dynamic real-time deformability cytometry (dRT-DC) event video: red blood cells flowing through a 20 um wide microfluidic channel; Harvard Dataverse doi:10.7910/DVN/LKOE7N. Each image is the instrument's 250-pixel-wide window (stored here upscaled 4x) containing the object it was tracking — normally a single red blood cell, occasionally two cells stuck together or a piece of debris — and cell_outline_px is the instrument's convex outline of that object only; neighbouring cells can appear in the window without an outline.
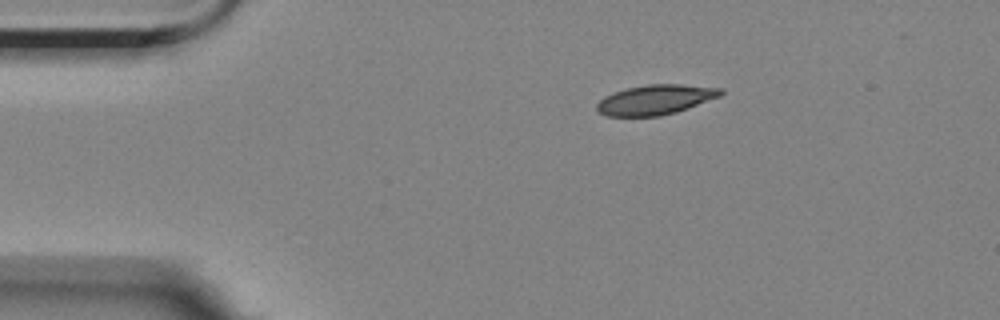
{"species": "Egyptian fruit bat (a non-hibernating species)", "species_latin": "Rousettus aegyptiacus", "temperature_condition": "room temperature", "stored_images_in_passage": 4, "camera_frame_rate_fps": 3000, "um_per_image_px": 0.085, "animal": {"sex": "female"}, "frame": {"image": 1, "passage_image": 1, "time_ms": 0.0, "image_size_px": [1000, 320], "cell_outline_px": [[724, 92], [720, 96], [688, 108], [676, 112], [660, 116], [608, 116], [600, 112], [596, 108], [596, 104], [604, 96], [612, 92], [624, 88], [648, 84], [680, 84], [724, 88]], "centroid_in_image_um": [55.71, 8.46], "position_along_channel_um": 29.3, "area_um2": 21.68}}
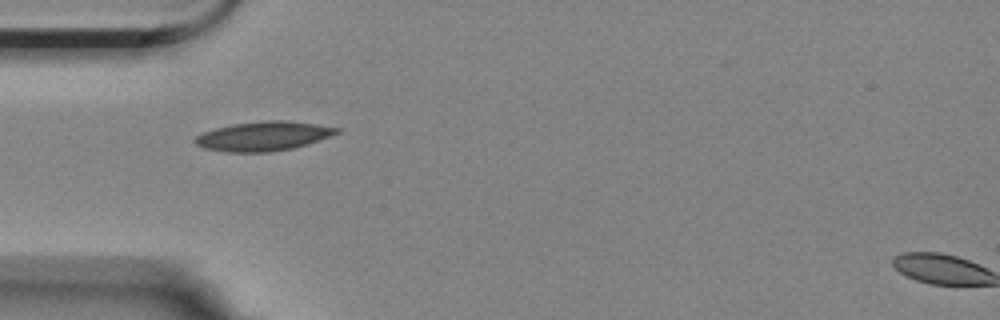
{"frame": {"image": 2, "passage_image": 3, "time_ms": 2.333, "image_size_px": [1000, 320], "cell_outline_px": [[340, 132], [292, 148], [268, 152], [228, 152], [204, 148], [196, 144], [192, 140], [196, 136], [204, 132], [216, 128], [232, 124], [264, 120], [288, 120], [316, 124], [340, 128]], "centroid_in_image_um": [22.34, 11.56], "position_along_channel_um": 62.7, "area_um2": 23.93}}
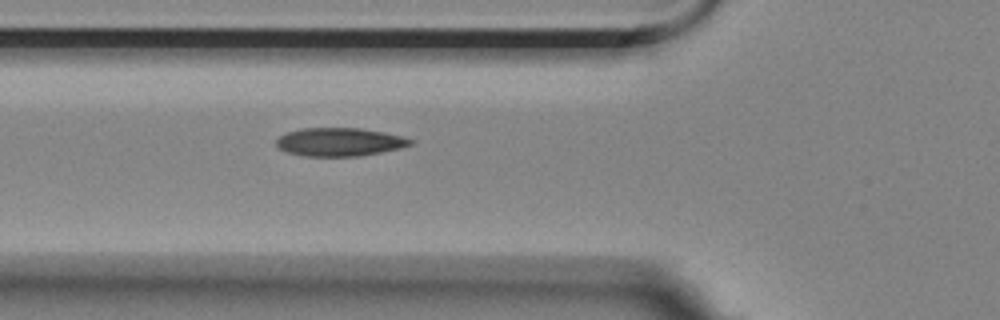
{"frame": {"image": 3, "passage_image": 4, "time_ms": 3.333, "image_size_px": [1000, 320], "cell_outline_px": [[416, 144], [400, 148], [360, 156], [304, 156], [288, 152], [280, 148], [276, 144], [276, 140], [280, 136], [288, 132], [300, 128], [360, 128], [384, 132], [404, 136], [416, 140]], "centroid_in_image_um": [28.94, 12.06], "position_along_channel_um": 96.9, "area_um2": 22.25}}